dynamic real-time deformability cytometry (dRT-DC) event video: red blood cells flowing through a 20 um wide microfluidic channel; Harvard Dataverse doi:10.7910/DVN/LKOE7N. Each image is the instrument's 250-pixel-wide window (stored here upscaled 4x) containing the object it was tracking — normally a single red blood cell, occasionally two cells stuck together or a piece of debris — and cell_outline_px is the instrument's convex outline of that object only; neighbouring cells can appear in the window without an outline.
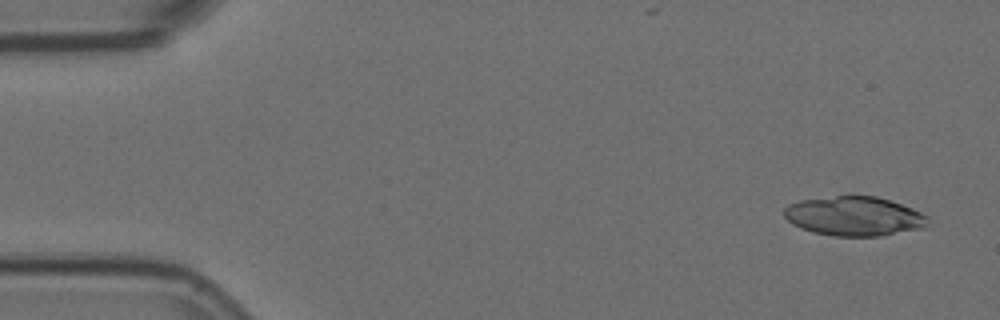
{"species": "Egyptian fruit bat (a non-hibernating species)", "species_latin": "Rousettus aegyptiacus", "temperature_condition": "room temperature", "stored_images_in_passage": 5, "camera_frame_rate_fps": 3000, "um_per_image_px": 0.085, "animal": {"sex": "female"}, "frame": {"image": 1, "passage_image": 1, "time_ms": 0.0, "image_size_px": [1000, 320], "cell_outline_px": [[928, 216], [924, 228], [880, 236], [836, 236], [812, 232], [800, 228], [792, 224], [784, 216], [784, 208], [788, 204], [800, 200], [852, 192], [876, 196], [912, 208]], "centroid_in_image_um": [72.56, 18.33], "position_along_channel_um": 12.4, "area_um2": 33.7}}